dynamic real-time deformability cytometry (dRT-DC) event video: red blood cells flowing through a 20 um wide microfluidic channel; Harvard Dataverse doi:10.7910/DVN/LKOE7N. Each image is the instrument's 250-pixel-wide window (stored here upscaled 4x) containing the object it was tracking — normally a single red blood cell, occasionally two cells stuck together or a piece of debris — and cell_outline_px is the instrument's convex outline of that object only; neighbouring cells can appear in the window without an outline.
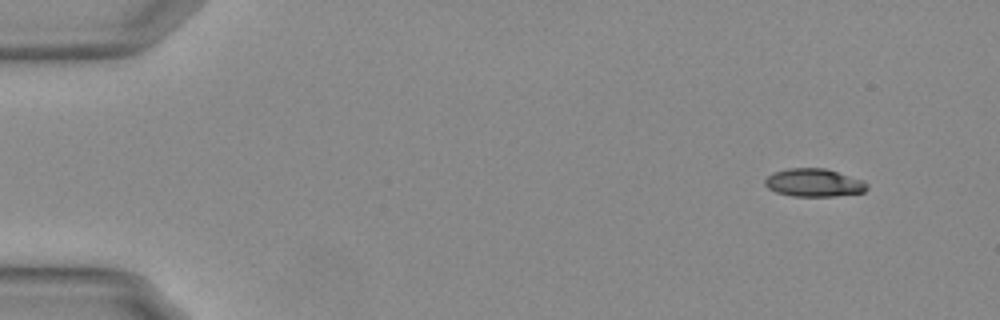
{"species": "Egyptian fruit bat (a non-hibernating species)", "species_latin": "Rousettus aegyptiacus", "temperature_condition": "warm", "stored_images_in_passage": 51, "camera_frame_rate_fps": 3000, "um_per_image_px": 0.085, "animal": {"sex": "female"}, "frame": {"image": 1, "passage_image": 1, "time_ms": 0.0, "image_size_px": [1000, 320], "cell_outline_px": [[868, 188], [864, 192], [836, 196], [792, 196], [776, 192], [768, 188], [764, 184], [764, 180], [772, 172], [788, 168], [824, 168], [860, 180], [868, 184]], "centroid_in_image_um": [69.13, 15.53], "position_along_channel_um": 15.9, "area_um2": 16.53}}
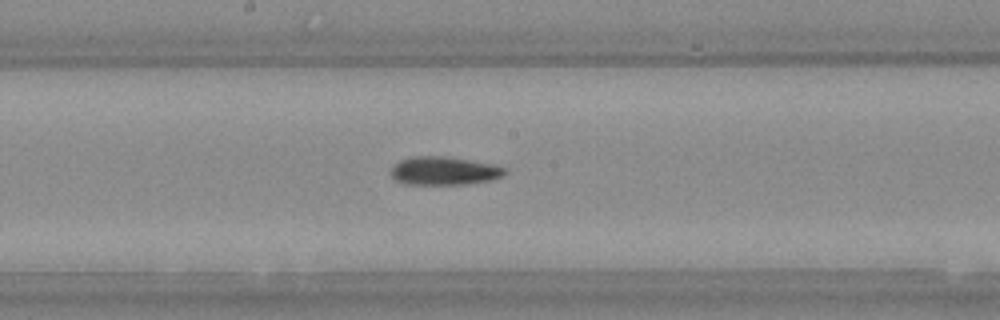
{"frame": {"image": 2, "passage_image": 26, "time_ms": 8.333, "image_size_px": [1000, 320], "cell_outline_px": [[504, 176], [492, 180], [464, 184], [404, 184], [396, 180], [392, 176], [392, 168], [400, 160], [412, 156], [448, 156], [488, 164], [504, 168]], "centroid_in_image_um": [37.71, 14.52], "position_along_channel_um": 210.5, "area_um2": 18.5}}
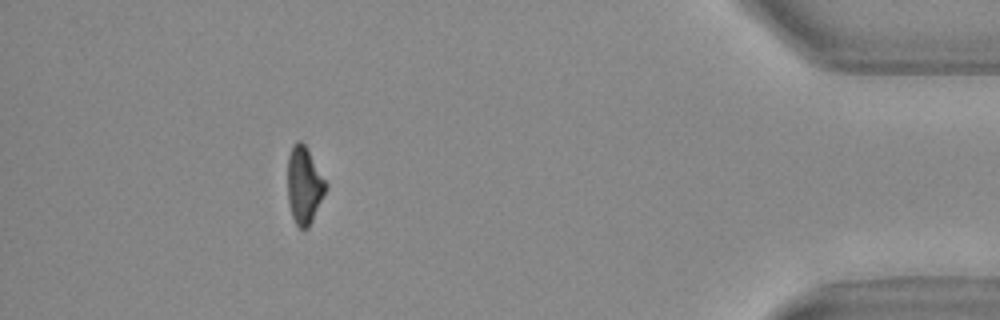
{"frame": {"image": 3, "passage_image": 46, "time_ms": 15.0, "image_size_px": [1000, 320], "cell_outline_px": [[328, 184], [312, 220], [308, 228], [304, 232], [296, 224], [292, 216], [288, 200], [288, 156], [292, 144], [296, 140], [300, 140], [304, 144]], "centroid_in_image_um": [25.84, 15.74], "position_along_channel_um": 409.4, "area_um2": 16.99}, "authors_computed_cell_mechanics": {"area_um2": 18.0336, "velocity_mm_per_s": 3.7587, "shape_relaxation_time_tau1_ms": 6.2794, "shape_relaxation_time_tau2_ms": 3.3133, "deformation_change_tau1": 0.191, "deformation_change_tau2": 0.1078}}